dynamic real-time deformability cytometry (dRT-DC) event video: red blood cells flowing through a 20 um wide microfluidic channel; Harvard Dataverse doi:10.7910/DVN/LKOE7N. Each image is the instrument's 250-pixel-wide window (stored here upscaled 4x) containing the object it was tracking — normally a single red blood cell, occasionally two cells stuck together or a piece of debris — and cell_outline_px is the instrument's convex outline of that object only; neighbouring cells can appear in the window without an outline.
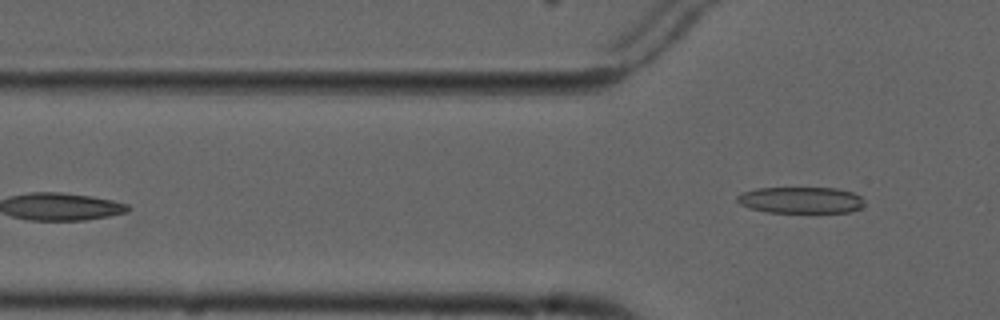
{"species": "common noctule bat (a hibernating species)", "species_latin": "Nyctalus noctula", "temperature_condition": "cold", "stored_images_in_passage": 5, "camera_frame_rate_fps": 3000, "um_per_image_px": 0.085, "animal": {"sex": "male", "forearm_length_mm": 52.5}, "frame": {"image": 1, "passage_image": 5, "time_ms": 5.333, "image_size_px": [1000, 320], "cell_outline_px": [[864, 204], [860, 208], [852, 212], [764, 212], [748, 208], [740, 204], [736, 200], [736, 196], [740, 192], [756, 188], [836, 188], [852, 192], [860, 196], [864, 200]], "centroid_in_image_um": [68.03, 17.01], "position_along_channel_um": 57.8, "area_um2": 19.77}}